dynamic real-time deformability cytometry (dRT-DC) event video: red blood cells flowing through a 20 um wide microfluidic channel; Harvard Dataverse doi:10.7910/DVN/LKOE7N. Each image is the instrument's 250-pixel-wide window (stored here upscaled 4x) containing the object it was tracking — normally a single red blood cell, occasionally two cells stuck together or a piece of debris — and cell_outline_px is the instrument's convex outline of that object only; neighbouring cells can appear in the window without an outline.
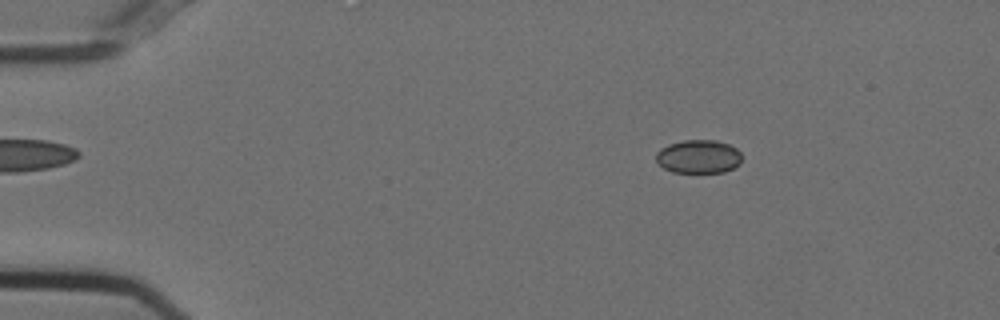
{"species": "Egyptian fruit bat (a non-hibernating species)", "species_latin": "Rousettus aegyptiacus", "temperature_condition": "cold", "stored_images_in_passage": 55, "camera_frame_rate_fps": 3000, "um_per_image_px": 0.085, "animal": {"sex": "female"}, "frame": {"image": 1, "passage_image": 9, "time_ms": 2.667, "image_size_px": [1000, 320], "cell_outline_px": [[740, 164], [724, 172], [672, 172], [664, 168], [656, 160], [656, 152], [660, 148], [668, 144], [684, 140], [716, 140], [728, 144], [736, 148], [740, 152]], "centroid_in_image_um": [59.36, 13.3], "position_along_channel_um": 25.6, "area_um2": 16.7}}
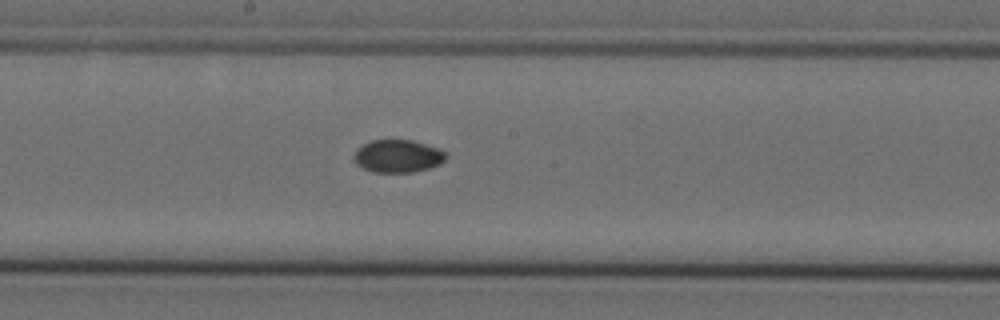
{"frame": {"image": 2, "passage_image": 30, "time_ms": 9.667, "image_size_px": [1000, 320], "cell_outline_px": [[444, 160], [440, 164], [428, 168], [412, 172], [372, 172], [356, 164], [352, 156], [356, 148], [372, 140], [412, 140], [440, 148], [444, 152]], "centroid_in_image_um": [33.77, 13.26], "position_along_channel_um": 214.4, "area_um2": 17.51}}
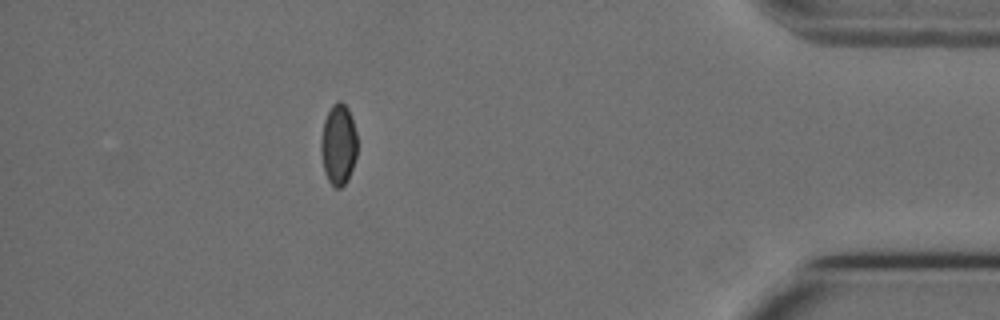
{"frame": {"image": 3, "passage_image": 49, "time_ms": 16.0, "image_size_px": [1000, 320], "cell_outline_px": [[356, 156], [348, 180], [340, 188], [336, 188], [328, 180], [324, 172], [320, 152], [320, 140], [324, 120], [332, 104], [336, 100], [340, 100], [348, 108], [356, 132]], "centroid_in_image_um": [28.74, 12.28], "position_along_channel_um": 406.5, "area_um2": 17.17}, "authors_computed_cell_mechanics": {"area_um2": 17.629, "velocity_mm_per_s": 3.739, "shape_relaxation_time_tau1_ms": null, "shape_relaxation_time_tau2_ms": 5.0921, "deformation_change_tau1": null, "deformation_change_tau2": 0.0443}}